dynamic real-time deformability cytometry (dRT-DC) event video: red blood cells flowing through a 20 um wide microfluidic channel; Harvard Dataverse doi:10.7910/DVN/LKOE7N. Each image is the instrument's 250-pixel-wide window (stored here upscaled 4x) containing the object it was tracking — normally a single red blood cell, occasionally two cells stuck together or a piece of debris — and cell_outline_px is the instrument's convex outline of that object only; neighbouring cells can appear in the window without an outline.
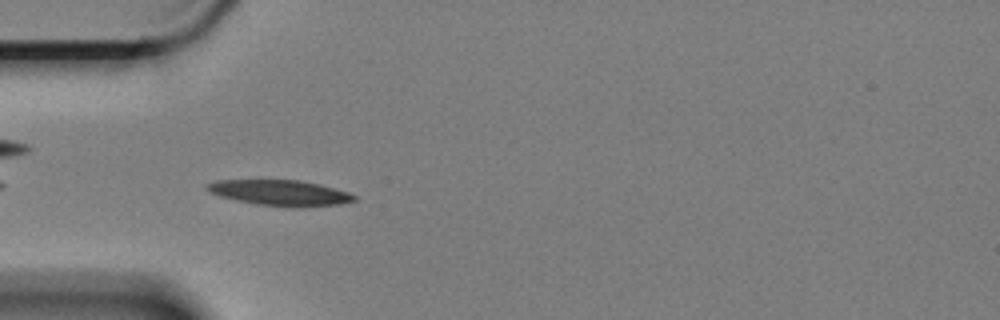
{"species": "Egyptian fruit bat (a non-hibernating species)", "species_latin": "Rousettus aegyptiacus", "temperature_condition": "cold", "stored_images_in_passage": 44, "camera_frame_rate_fps": 3000, "um_per_image_px": 0.085, "animal": {"sex": "female"}, "frame": {"image": 1, "passage_image": 4, "time_ms": 1.0, "image_size_px": [1000, 320], "cell_outline_px": [[356, 200], [340, 204], [300, 208], [292, 208], [256, 204], [236, 200], [220, 196], [208, 192], [204, 188], [208, 184], [216, 180], [300, 180], [348, 192], [356, 196]], "centroid_in_image_um": [23.78, 16.4], "position_along_channel_um": 61.2, "area_um2": 22.02}}
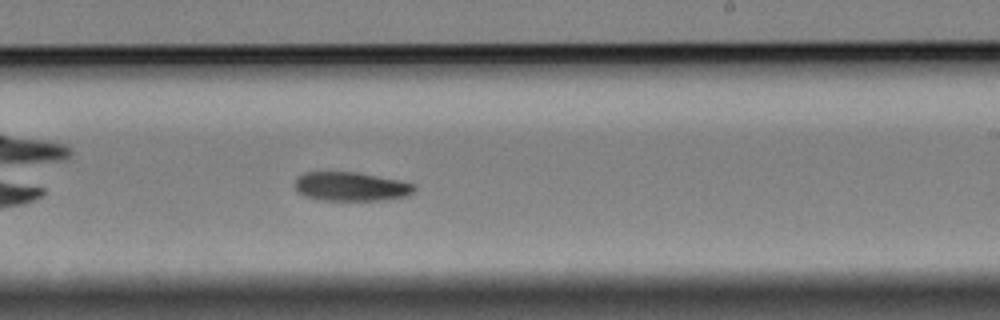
{"frame": {"image": 2, "passage_image": 22, "time_ms": 7.0, "image_size_px": [1000, 320], "cell_outline_px": [[416, 188], [408, 196], [384, 200], [320, 200], [304, 196], [296, 188], [296, 176], [304, 172], [356, 172], [400, 180], [416, 184]], "centroid_in_image_um": [29.86, 15.85], "position_along_channel_um": 259.1, "area_um2": 20.23}}
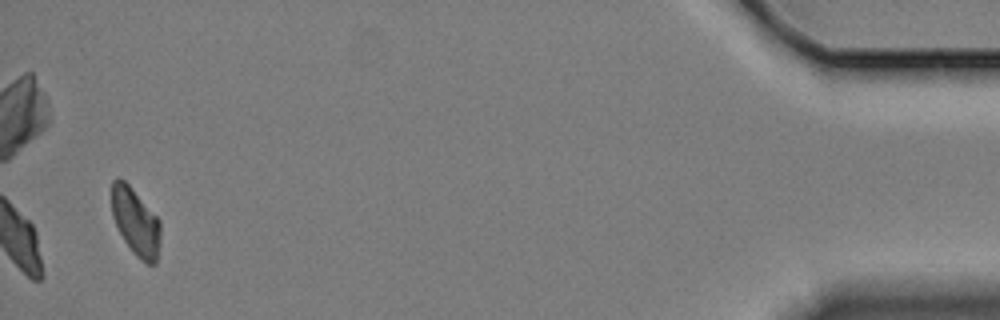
{"frame": {"image": 3, "passage_image": 44, "time_ms": 14.333, "image_size_px": [1000, 320], "cell_outline_px": [[160, 244], [156, 264], [148, 264], [140, 260], [132, 252], [124, 240], [112, 216], [112, 180], [116, 176], [124, 180], [132, 188], [160, 220]], "centroid_in_image_um": [11.54, 18.87], "position_along_channel_um": 423.7, "area_um2": 19.19}, "authors_computed_cell_mechanics": {"area_um2": 20.5479, "velocity_mm_per_s": 3.3274, "shape_relaxation_time_tau1_ms": 3.8286, "shape_relaxation_time_tau2_ms": null, "deformation_change_tau1": 0.1115, "deformation_change_tau2": null}}